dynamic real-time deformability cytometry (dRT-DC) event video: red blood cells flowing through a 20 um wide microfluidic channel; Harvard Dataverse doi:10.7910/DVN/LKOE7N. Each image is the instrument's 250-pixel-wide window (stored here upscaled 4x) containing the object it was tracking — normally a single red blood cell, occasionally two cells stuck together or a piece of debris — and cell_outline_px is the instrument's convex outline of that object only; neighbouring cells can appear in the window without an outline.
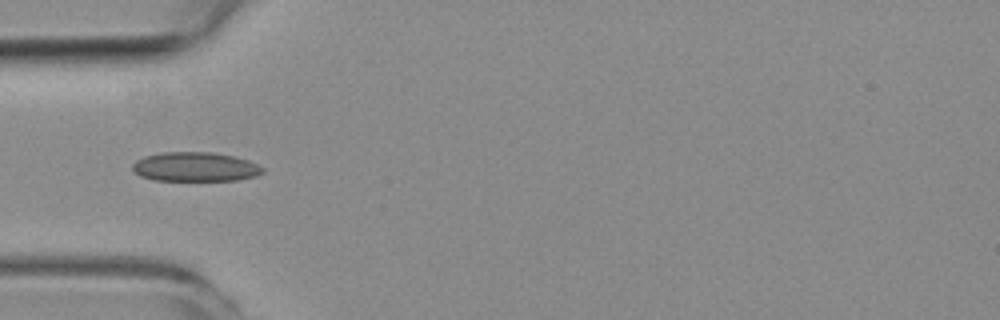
{"species": "common noctule bat (a hibernating species)", "species_latin": "Nyctalus noctula", "temperature_condition": "room temperature", "stored_images_in_passage": 10, "camera_frame_rate_fps": 3000, "um_per_image_px": 0.085, "animal": {"sex": "female", "body_mass_g": 19.3, "forearm_length_mm": 54.1}, "frame": {"image": 1, "passage_image": 4, "time_ms": 4.667, "image_size_px": [1000, 320], "cell_outline_px": [[264, 172], [256, 176], [236, 180], [152, 180], [140, 176], [132, 168], [132, 164], [136, 160], [144, 156], [160, 152], [212, 152], [232, 156], [248, 160], [264, 168]], "centroid_in_image_um": [16.57, 14.18], "position_along_channel_um": 68.4, "area_um2": 22.2}}
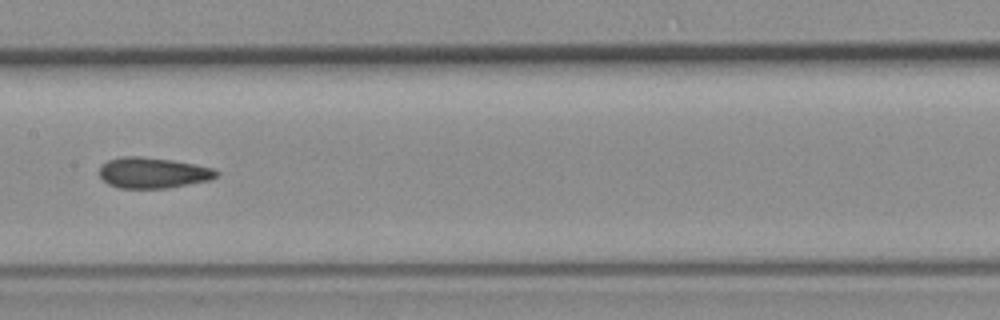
{"frame": {"image": 2, "passage_image": 7, "time_ms": 8.0, "image_size_px": [1000, 320], "cell_outline_px": [[220, 172], [212, 180], [168, 188], [120, 188], [108, 184], [100, 176], [100, 168], [108, 160], [124, 156], [140, 156], [172, 160], [196, 164], [212, 168]], "centroid_in_image_um": [13.04, 14.69], "position_along_channel_um": 194.4, "area_um2": 20.98}}
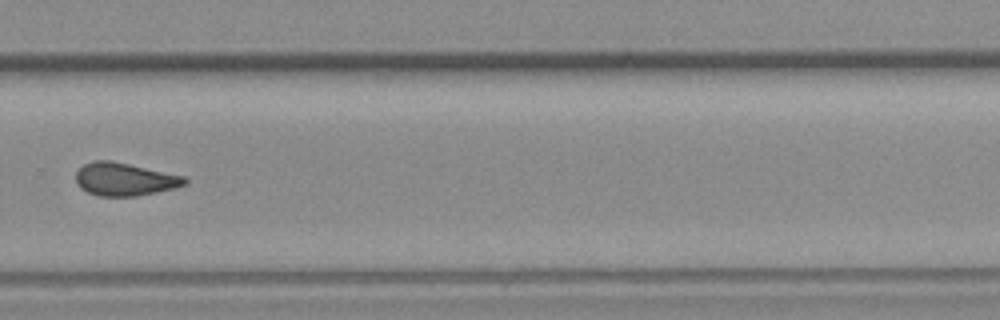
{"frame": {"image": 3, "passage_image": 10, "time_ms": 11.333, "image_size_px": [1000, 320], "cell_outline_px": [[188, 184], [176, 188], [136, 196], [96, 196], [80, 188], [76, 184], [76, 172], [84, 164], [96, 160], [108, 160], [128, 164], [184, 176], [188, 180]], "centroid_in_image_um": [10.59, 15.25], "position_along_channel_um": 319.2, "area_um2": 20.87}}